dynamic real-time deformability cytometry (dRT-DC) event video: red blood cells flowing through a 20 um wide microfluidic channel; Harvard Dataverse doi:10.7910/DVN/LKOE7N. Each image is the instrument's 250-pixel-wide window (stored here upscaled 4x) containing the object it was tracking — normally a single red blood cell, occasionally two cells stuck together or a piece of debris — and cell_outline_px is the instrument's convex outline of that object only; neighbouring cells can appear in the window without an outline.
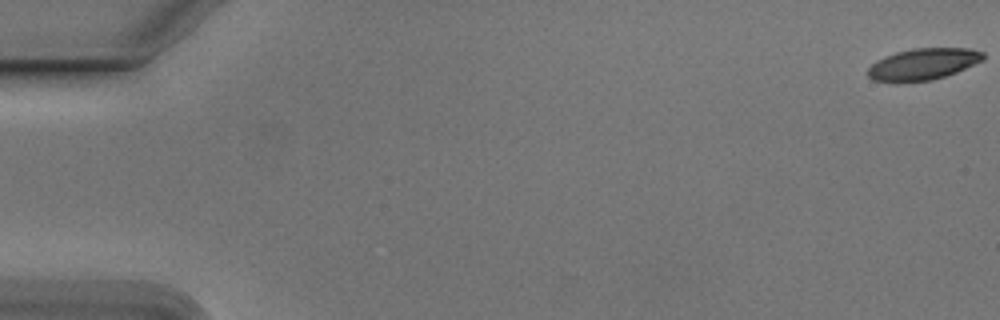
{"species": "Egyptian fruit bat (a non-hibernating species)", "species_latin": "Rousettus aegyptiacus", "temperature_condition": "cold", "stored_images_in_passage": 48, "camera_frame_rate_fps": 3000, "um_per_image_px": 0.085, "animal": {"sex": "male"}, "frame": {"image": 1, "passage_image": 1, "time_ms": 0.0, "image_size_px": [1000, 320], "cell_outline_px": [[984, 60], [956, 72], [932, 80], [896, 84], [872, 80], [868, 76], [868, 68], [876, 60], [884, 56], [896, 52], [912, 48], [972, 48], [984, 52]], "centroid_in_image_um": [78.43, 5.47], "position_along_channel_um": 6.6, "area_um2": 21.68}}
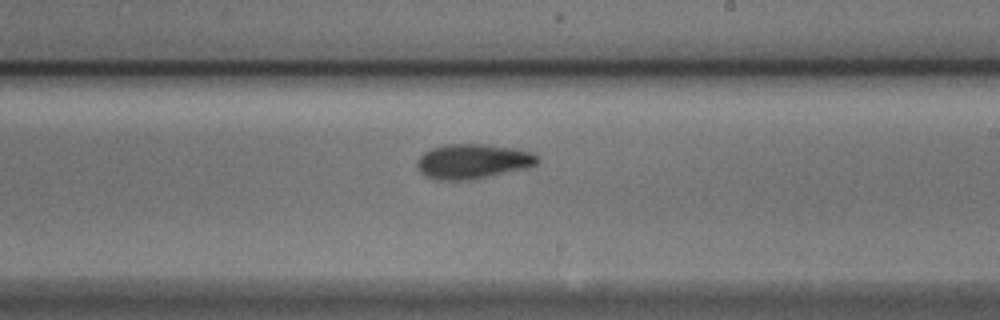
{"frame": {"image": 2, "passage_image": 33, "time_ms": 10.667, "image_size_px": [1000, 320], "cell_outline_px": [[540, 160], [536, 164], [528, 168], [472, 180], [436, 180], [420, 172], [416, 164], [420, 156], [424, 152], [432, 148], [444, 144], [484, 144], [512, 148], [532, 152], [540, 156]], "centroid_in_image_um": [40.22, 13.72], "position_along_channel_um": 248.8, "area_um2": 24.57}}
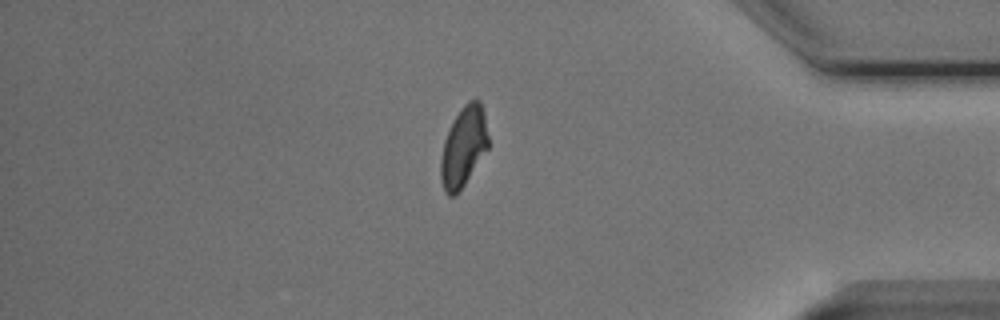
{"frame": {"image": 3, "passage_image": 47, "time_ms": 15.333, "image_size_px": [1000, 320], "cell_outline_px": [[488, 148], [456, 196], [448, 196], [444, 192], [440, 180], [440, 160], [444, 140], [460, 108], [468, 100], [480, 100], [484, 116], [488, 136]], "centroid_in_image_um": [39.37, 12.51], "position_along_channel_um": 395.8, "area_um2": 21.96}}